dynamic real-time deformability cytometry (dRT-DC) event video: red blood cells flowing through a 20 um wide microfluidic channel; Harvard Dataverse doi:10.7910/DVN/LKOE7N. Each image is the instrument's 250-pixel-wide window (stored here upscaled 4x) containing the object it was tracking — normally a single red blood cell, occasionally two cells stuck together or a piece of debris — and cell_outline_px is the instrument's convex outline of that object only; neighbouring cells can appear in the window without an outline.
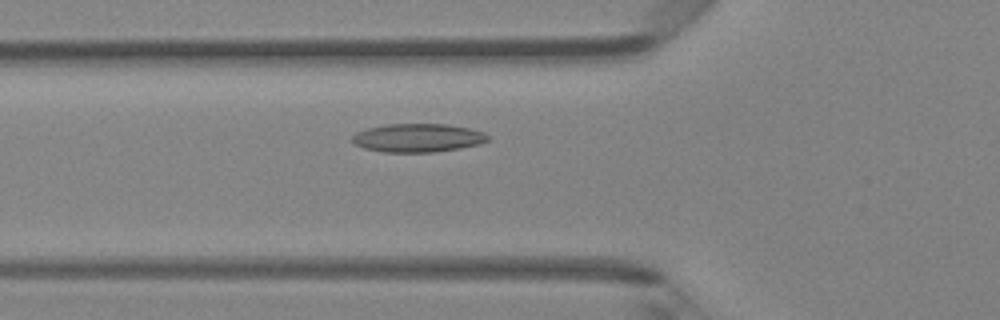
{"species": "Egyptian fruit bat (a non-hibernating species)", "species_latin": "Rousettus aegyptiacus", "temperature_condition": "room temperature", "stored_images_in_passage": 44, "camera_frame_rate_fps": 3000, "um_per_image_px": 0.085, "animal": {"sex": "female"}, "frame": {"image": 1, "passage_image": 14, "time_ms": 4.333, "image_size_px": [1000, 320], "cell_outline_px": [[488, 140], [480, 144], [460, 148], [432, 152], [384, 152], [364, 148], [356, 144], [352, 140], [352, 136], [356, 132], [368, 128], [388, 124], [448, 124], [468, 128], [484, 132], [488, 136]], "centroid_in_image_um": [35.52, 11.71], "position_along_channel_um": 90.3, "area_um2": 22.37}}
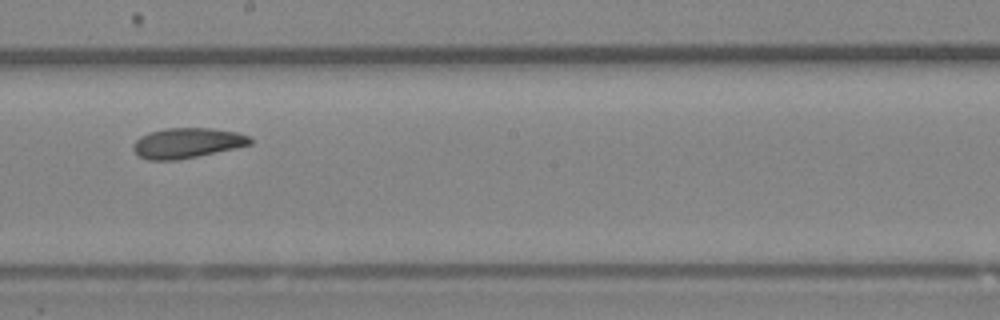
{"frame": {"image": 2, "passage_image": 24, "time_ms": 7.667, "image_size_px": [1000, 320], "cell_outline_px": [[252, 144], [236, 148], [176, 160], [148, 160], [140, 156], [132, 148], [132, 144], [140, 136], [148, 132], [168, 128], [212, 128], [236, 132], [252, 136]], "centroid_in_image_um": [15.92, 12.14], "position_along_channel_um": 232.3, "area_um2": 20.58}}
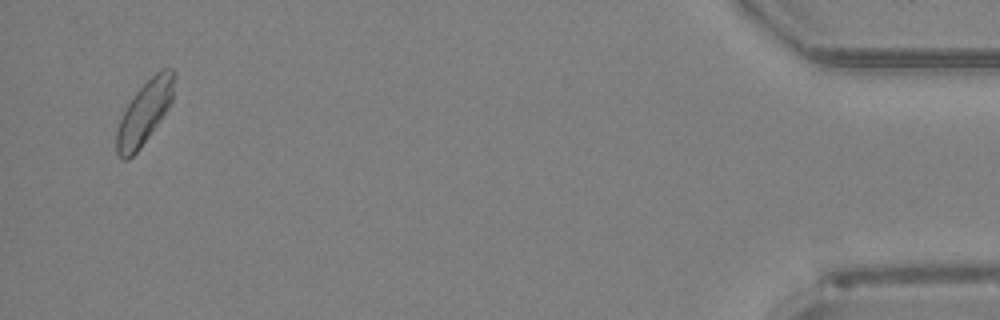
{"frame": {"image": 3, "passage_image": 43, "time_ms": 14.0, "image_size_px": [1000, 320], "cell_outline_px": [[176, 76], [172, 100], [168, 108], [160, 120], [140, 148], [128, 160], [124, 160], [116, 152], [116, 132], [120, 120], [128, 104], [136, 92], [160, 68], [172, 68], [176, 72]], "centroid_in_image_um": [12.31, 9.54], "position_along_channel_um": 422.9, "area_um2": 20.92}, "authors_computed_cell_mechanics": {"area_um2": 20.8658, "velocity_mm_per_s": 4.2824, "shape_relaxation_time_tau1_ms": 9.7019, "shape_relaxation_time_tau2_ms": 5.4487, "deformation_change_tau1": 0.1777, "deformation_change_tau2": 0.1131}}